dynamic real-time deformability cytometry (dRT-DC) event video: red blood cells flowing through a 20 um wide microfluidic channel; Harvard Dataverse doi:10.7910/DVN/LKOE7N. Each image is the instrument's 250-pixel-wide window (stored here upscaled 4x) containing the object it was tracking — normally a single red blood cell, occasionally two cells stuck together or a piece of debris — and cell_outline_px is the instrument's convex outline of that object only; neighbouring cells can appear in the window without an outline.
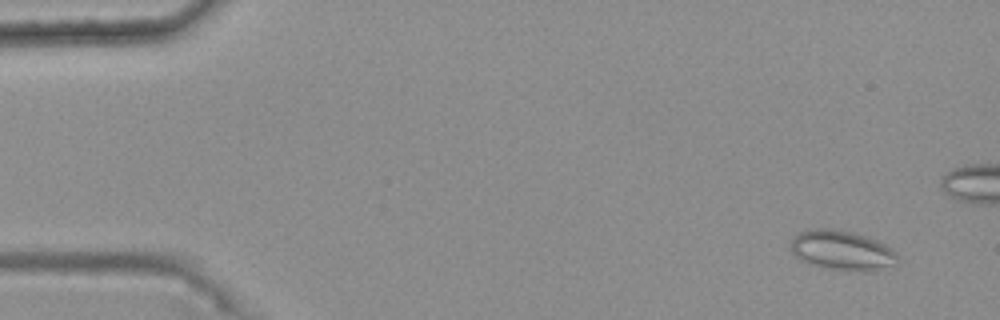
{"species": "common noctule bat (a hibernating species)", "species_latin": "Nyctalus noctula", "temperature_condition": "warm", "stored_images_in_passage": 48, "camera_frame_rate_fps": 3000, "um_per_image_px": 0.085, "animal": {"sex": "female", "body_mass_g": 25.1}, "frame": {"image": 1, "passage_image": 4, "time_ms": 1.0, "image_size_px": [1000, 320], "cell_outline_px": [[896, 264], [864, 272], [824, 268], [808, 264], [800, 260], [792, 252], [788, 244], [792, 236], [796, 232], [812, 228], [832, 228], [852, 232], [876, 240], [892, 248], [896, 252]], "centroid_in_image_um": [71.47, 21.26], "position_along_channel_um": 13.5, "area_um2": 25.03}}
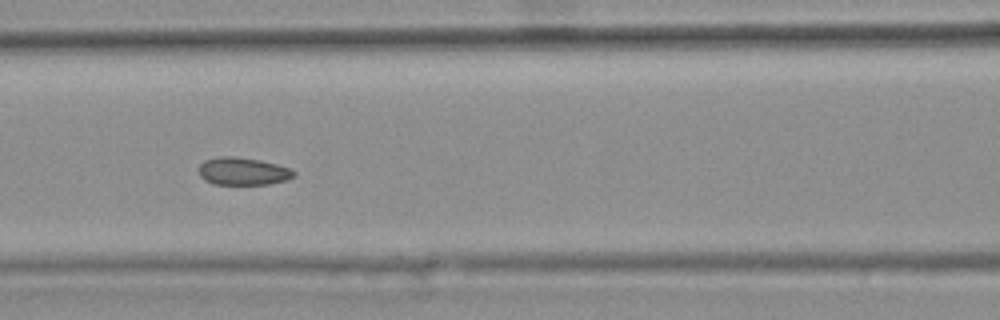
{"frame": {"image": 2, "passage_image": 24, "time_ms": 7.667, "image_size_px": [1000, 320], "cell_outline_px": [[296, 176], [288, 180], [268, 184], [212, 184], [204, 180], [200, 176], [200, 164], [204, 160], [220, 156], [232, 156], [260, 160], [276, 164], [288, 168], [296, 172]], "centroid_in_image_um": [20.66, 14.56], "position_along_channel_um": 145.9, "area_um2": 15.32}}
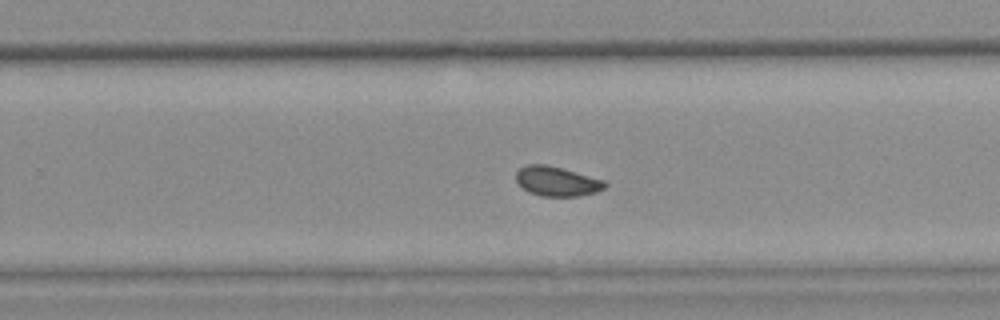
{"frame": {"image": 3, "passage_image": 35, "time_ms": 11.333, "image_size_px": [1000, 320], "cell_outline_px": [[608, 184], [604, 188], [596, 192], [580, 196], [540, 196], [528, 192], [516, 180], [516, 172], [520, 168], [528, 164], [544, 164], [560, 168], [604, 180]], "centroid_in_image_um": [47.33, 15.42], "position_along_channel_um": 282.5, "area_um2": 15.14}, "authors_computed_cell_mechanics": {"area_um2": 15.606, "velocity_mm_per_s": 3.7294, "shape_relaxation_time_tau1_ms": null, "shape_relaxation_time_tau2_ms": 2.1287, "deformation_change_tau1": null, "deformation_change_tau2": 0.0388}}